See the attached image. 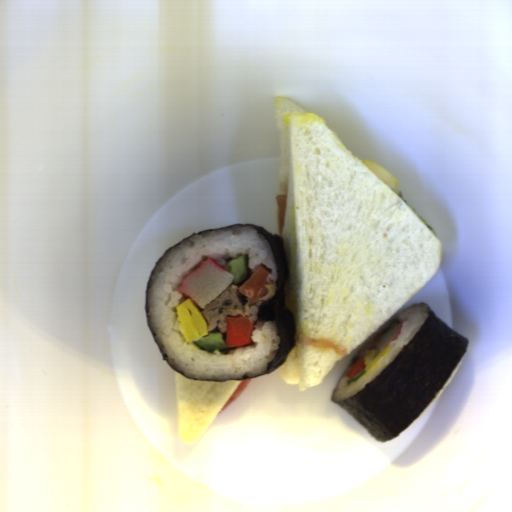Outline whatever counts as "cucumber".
Returning a JSON list of instances; mask_svg holds the SVG:
<instances>
[{
	"mask_svg": "<svg viewBox=\"0 0 512 512\" xmlns=\"http://www.w3.org/2000/svg\"><path fill=\"white\" fill-rule=\"evenodd\" d=\"M223 269L233 276L231 284L241 287L250 275L248 254L230 260Z\"/></svg>",
	"mask_w": 512,
	"mask_h": 512,
	"instance_id": "cucumber-1",
	"label": "cucumber"
},
{
	"mask_svg": "<svg viewBox=\"0 0 512 512\" xmlns=\"http://www.w3.org/2000/svg\"><path fill=\"white\" fill-rule=\"evenodd\" d=\"M226 333L221 331L211 332L207 336L193 342L197 348L206 352L227 350Z\"/></svg>",
	"mask_w": 512,
	"mask_h": 512,
	"instance_id": "cucumber-2",
	"label": "cucumber"
},
{
	"mask_svg": "<svg viewBox=\"0 0 512 512\" xmlns=\"http://www.w3.org/2000/svg\"><path fill=\"white\" fill-rule=\"evenodd\" d=\"M366 370L364 369L363 371H361L359 374H357L356 376H354L353 378L347 380V383L348 385L352 384L353 382H355L356 380H358L360 377H362L363 375H366Z\"/></svg>",
	"mask_w": 512,
	"mask_h": 512,
	"instance_id": "cucumber-3",
	"label": "cucumber"
},
{
	"mask_svg": "<svg viewBox=\"0 0 512 512\" xmlns=\"http://www.w3.org/2000/svg\"><path fill=\"white\" fill-rule=\"evenodd\" d=\"M400 323V321L398 320H395L393 322H391L389 324V326L382 332L381 336L382 337L383 335H385L386 333H388L393 327H395L396 325H398Z\"/></svg>",
	"mask_w": 512,
	"mask_h": 512,
	"instance_id": "cucumber-4",
	"label": "cucumber"
}]
</instances>
